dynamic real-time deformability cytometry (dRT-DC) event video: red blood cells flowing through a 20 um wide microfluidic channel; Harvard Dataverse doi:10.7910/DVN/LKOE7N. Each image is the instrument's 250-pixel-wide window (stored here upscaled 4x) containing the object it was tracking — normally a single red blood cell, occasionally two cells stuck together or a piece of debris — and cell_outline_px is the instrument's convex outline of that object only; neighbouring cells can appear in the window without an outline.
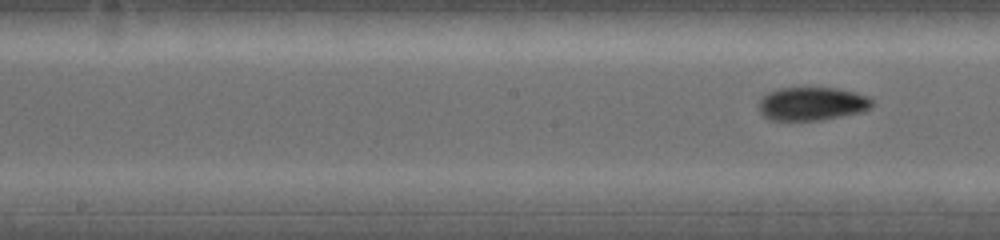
{"species": "common noctule bat (a hibernating species)", "species_latin": "Nyctalus noctula", "temperature_condition": "warm", "stored_images_in_passage": 6, "camera_frame_rate_fps": 5000, "um_per_image_px": 0.085, "animal": {"sex": "female", "body_mass_g": 19.0, "forearm_length_mm": 53.3}, "frame": {"image": 1, "passage_image": 6, "time_ms": 2.2, "image_size_px": [1000, 240], "cell_outline_px": [[872, 104], [868, 108], [860, 112], [820, 120], [768, 120], [760, 112], [760, 100], [764, 96], [772, 92], [784, 88], [832, 88], [852, 92], [864, 96], [872, 100]], "centroid_in_image_um": [68.98, 8.84], "position_along_channel_um": 179.2, "area_um2": 21.33}}